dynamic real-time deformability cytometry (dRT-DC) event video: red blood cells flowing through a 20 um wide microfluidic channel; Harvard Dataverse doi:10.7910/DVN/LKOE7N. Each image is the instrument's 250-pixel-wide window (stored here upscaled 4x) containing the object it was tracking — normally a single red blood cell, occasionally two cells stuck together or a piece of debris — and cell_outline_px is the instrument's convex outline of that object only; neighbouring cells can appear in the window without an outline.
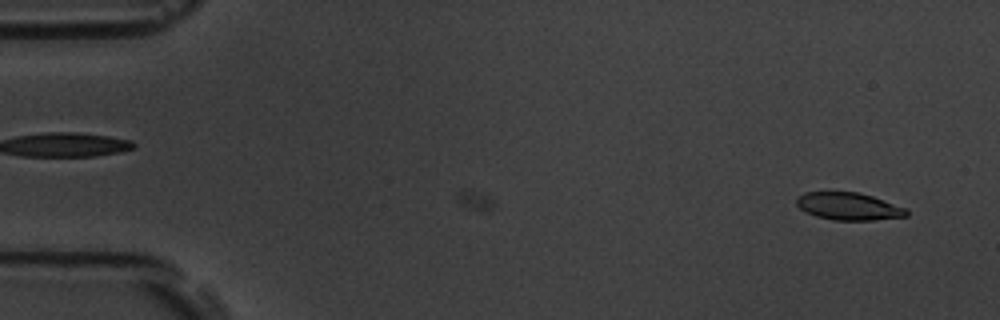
{"species": "common noctule bat (a hibernating species)", "species_latin": "Nyctalus noctula", "temperature_condition": "room temperature", "stored_images_in_passage": 20, "camera_frame_rate_fps": 3000, "um_per_image_px": 0.085, "animal": {"sex": "male", "body_mass_g": 19.5, "forearm_length_mm": 54.6}, "frame": {"image": 1, "passage_image": 20, "time_ms": 6.333, "image_size_px": [1000, 320], "cell_outline_px": [[908, 216], [872, 220], [832, 220], [816, 216], [804, 212], [796, 204], [796, 200], [804, 192], [856, 192], [872, 196], [908, 208]], "centroid_in_image_um": [72.15, 17.54], "position_along_channel_um": 12.9, "area_um2": 17.63}}